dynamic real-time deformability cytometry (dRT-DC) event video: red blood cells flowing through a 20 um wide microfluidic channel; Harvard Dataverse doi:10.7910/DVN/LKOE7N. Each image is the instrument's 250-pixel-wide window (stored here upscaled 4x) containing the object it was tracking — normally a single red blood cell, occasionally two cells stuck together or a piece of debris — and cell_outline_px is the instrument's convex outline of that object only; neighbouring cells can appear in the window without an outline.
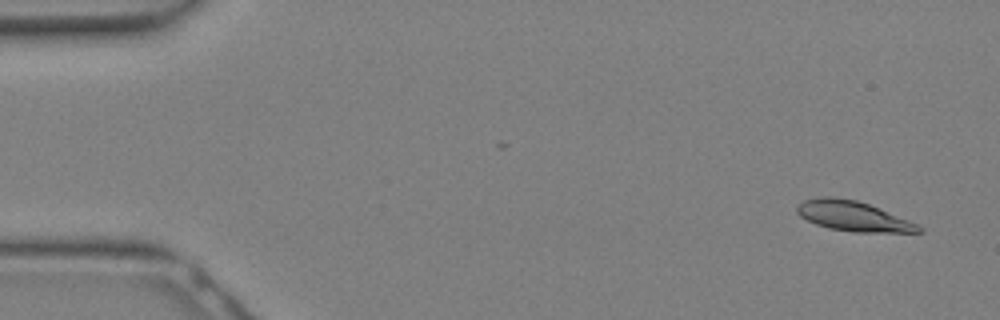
{"species": "Egyptian fruit bat (a non-hibernating species)", "species_latin": "Rousettus aegyptiacus", "temperature_condition": "warm", "stored_images_in_passage": 8, "camera_frame_rate_fps": 3000, "um_per_image_px": 0.085, "animal": {"sex": "female"}, "frame": {"image": 1, "passage_image": 1, "time_ms": 0.0, "image_size_px": [1000, 320], "cell_outline_px": [[924, 232], [852, 232], [828, 228], [816, 224], [800, 216], [796, 212], [796, 208], [804, 200], [824, 196], [832, 196], [856, 200], [868, 204], [908, 220], [924, 228]], "centroid_in_image_um": [72.5, 18.38], "position_along_channel_um": 12.5, "area_um2": 21.04}}